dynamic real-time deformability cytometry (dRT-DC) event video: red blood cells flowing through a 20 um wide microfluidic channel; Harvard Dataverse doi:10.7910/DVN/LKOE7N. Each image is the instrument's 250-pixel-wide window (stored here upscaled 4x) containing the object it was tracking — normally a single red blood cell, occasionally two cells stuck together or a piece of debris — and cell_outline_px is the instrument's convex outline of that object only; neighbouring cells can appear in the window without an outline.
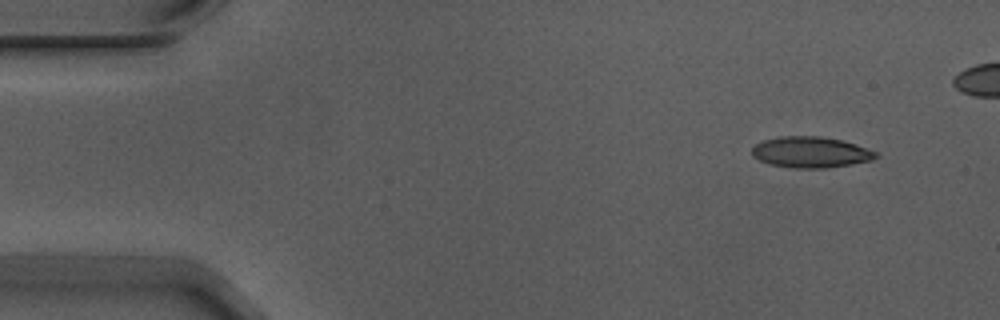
{"species": "Egyptian fruit bat (a non-hibernating species)", "species_latin": "Rousettus aegyptiacus", "temperature_condition": "warm", "stored_images_in_passage": 5, "camera_frame_rate_fps": 3000, "um_per_image_px": 0.085, "animal": {"sex": "male"}, "frame": {"image": 1, "passage_image": 1, "time_ms": 0.0, "image_size_px": [1000, 320], "cell_outline_px": [[880, 156], [872, 160], [852, 164], [824, 168], [792, 168], [768, 164], [752, 156], [752, 148], [756, 144], [764, 140], [780, 136], [820, 136], [840, 140], [876, 152]], "centroid_in_image_um": [68.87, 12.95], "position_along_channel_um": 16.1, "area_um2": 22.2}}